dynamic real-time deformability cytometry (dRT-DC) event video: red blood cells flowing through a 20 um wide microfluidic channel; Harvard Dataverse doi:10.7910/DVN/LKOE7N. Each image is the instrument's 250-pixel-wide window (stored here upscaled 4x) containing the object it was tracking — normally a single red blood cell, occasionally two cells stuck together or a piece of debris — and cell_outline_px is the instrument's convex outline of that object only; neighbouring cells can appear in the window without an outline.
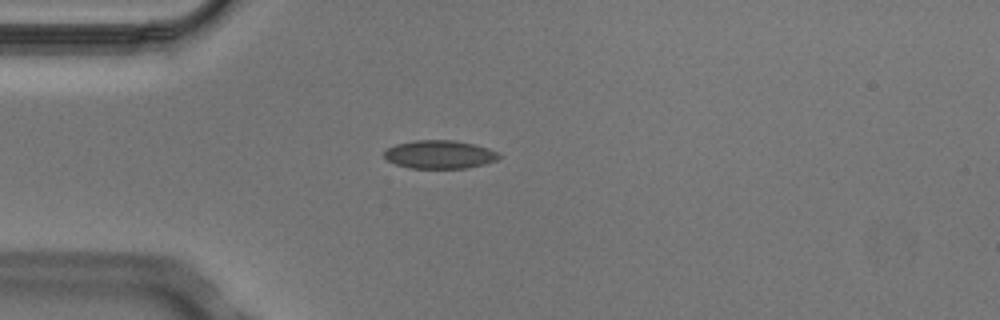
{"species": "Egyptian fruit bat (a non-hibernating species)", "species_latin": "Rousettus aegyptiacus", "temperature_condition": "cold", "stored_images_in_passage": 2, "camera_frame_rate_fps": 3000, "um_per_image_px": 0.085, "animal": {"sex": "male"}, "frame": {"image": 1, "passage_image": 1, "time_ms": 0.0, "image_size_px": [1000, 320], "cell_outline_px": [[504, 156], [496, 160], [484, 164], [468, 168], [412, 168], [396, 164], [388, 160], [384, 156], [384, 152], [388, 148], [396, 144], [412, 140], [456, 140], [476, 144], [488, 148]], "centroid_in_image_um": [37.4, 13.12], "position_along_channel_um": 47.6, "area_um2": 19.02}}